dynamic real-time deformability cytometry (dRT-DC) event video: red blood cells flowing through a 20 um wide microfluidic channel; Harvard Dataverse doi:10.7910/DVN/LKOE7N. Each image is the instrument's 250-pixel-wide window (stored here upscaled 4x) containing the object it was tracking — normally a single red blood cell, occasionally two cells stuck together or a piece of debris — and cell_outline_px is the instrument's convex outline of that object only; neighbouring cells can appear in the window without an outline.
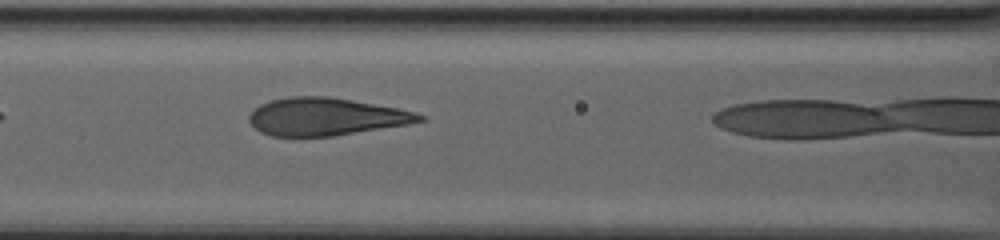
{"species": "human", "species_latin": "Homo sapiens", "temperature_condition": "warm", "stored_images_in_passage": 10, "camera_frame_rate_fps": 3000, "um_per_image_px": 0.085, "donor": {"sex": "male"}, "frame": {"image": 1, "passage_image": 9, "time_ms": 4.0, "image_size_px": [1000, 240], "cell_outline_px": [[428, 116], [424, 120], [408, 124], [332, 136], [272, 136], [260, 132], [248, 120], [248, 116], [260, 104], [268, 100], [288, 96], [328, 96], [396, 108], [416, 112]], "centroid_in_image_um": [27.68, 9.91], "position_along_channel_um": 138.9, "area_um2": 37.17}}